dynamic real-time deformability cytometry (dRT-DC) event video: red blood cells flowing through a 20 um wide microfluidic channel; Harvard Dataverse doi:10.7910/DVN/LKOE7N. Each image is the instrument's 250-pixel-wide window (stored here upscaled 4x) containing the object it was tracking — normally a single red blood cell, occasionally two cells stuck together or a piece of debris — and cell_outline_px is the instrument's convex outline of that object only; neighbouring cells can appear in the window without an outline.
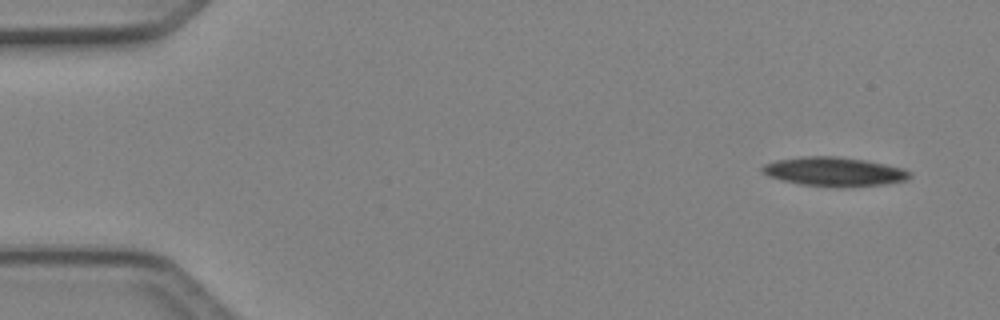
{"species": "Egyptian fruit bat (a non-hibernating species)", "species_latin": "Rousettus aegyptiacus", "temperature_condition": "cold", "stored_images_in_passage": 4, "camera_frame_rate_fps": 3000, "um_per_image_px": 0.085, "animal": {"sex": "female"}, "frame": {"image": 1, "passage_image": 1, "time_ms": 0.0, "image_size_px": [1000, 320], "cell_outline_px": [[912, 176], [908, 180], [884, 184], [836, 188], [800, 184], [768, 176], [760, 172], [760, 168], [764, 164], [776, 160], [800, 156], [836, 156], [864, 160], [904, 168], [912, 172]], "centroid_in_image_um": [70.91, 14.59], "position_along_channel_um": 14.1, "area_um2": 25.26}}